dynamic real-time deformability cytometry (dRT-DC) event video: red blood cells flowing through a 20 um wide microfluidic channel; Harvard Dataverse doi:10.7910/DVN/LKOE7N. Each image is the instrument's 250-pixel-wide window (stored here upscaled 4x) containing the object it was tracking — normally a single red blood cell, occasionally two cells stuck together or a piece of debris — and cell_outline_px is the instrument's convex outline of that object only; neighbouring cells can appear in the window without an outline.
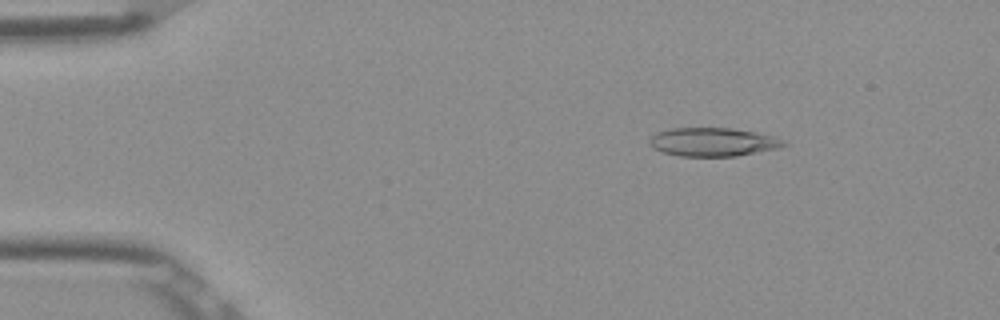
{"species": "Egyptian fruit bat (a non-hibernating species)", "species_latin": "Rousettus aegyptiacus", "temperature_condition": "room temperature", "stored_images_in_passage": 52, "camera_frame_rate_fps": 3000, "um_per_image_px": 0.085, "frame": {"image": 1, "passage_image": 8, "time_ms": 2.333, "image_size_px": [1000, 320], "cell_outline_px": [[788, 144], [780, 148], [736, 156], [680, 156], [664, 152], [652, 148], [648, 140], [656, 132], [668, 128], [732, 128], [756, 132], [772, 136], [784, 140]], "centroid_in_image_um": [60.6, 12.06], "position_along_channel_um": 24.4, "area_um2": 22.43}}
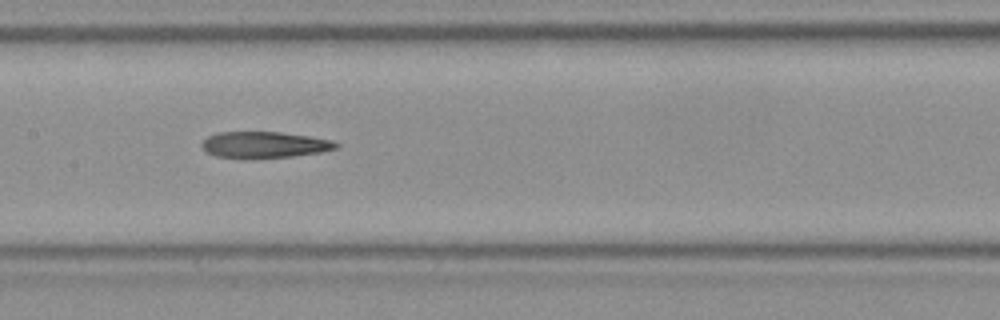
{"frame": {"image": 2, "passage_image": 26, "time_ms": 8.333, "image_size_px": [1000, 320], "cell_outline_px": [[340, 148], [320, 152], [292, 156], [216, 156], [208, 152], [200, 144], [208, 136], [216, 132], [280, 132], [308, 136], [332, 140], [340, 144]], "centroid_in_image_um": [22.53, 12.26], "position_along_channel_um": 184.9, "area_um2": 19.83}}
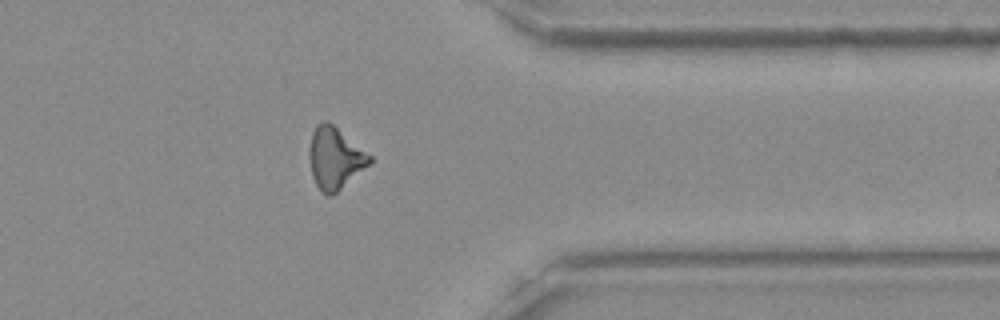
{"frame": {"image": 3, "passage_image": 42, "time_ms": 13.667, "image_size_px": [1000, 320], "cell_outline_px": [[372, 160], [368, 164], [332, 196], [328, 196], [320, 192], [312, 176], [308, 156], [312, 132], [316, 124], [324, 120], [328, 120], [372, 156]], "centroid_in_image_um": [28.43, 13.42], "position_along_channel_um": 383.0, "area_um2": 21.56}, "authors_computed_cell_mechanics": {"area_um2": 21.6461, "velocity_mm_per_s": 3.9039, "shape_relaxation_time_tau1_ms": null, "shape_relaxation_time_tau2_ms": 11.027, "deformation_change_tau1": null, "deformation_change_tau2": 0.3159}}